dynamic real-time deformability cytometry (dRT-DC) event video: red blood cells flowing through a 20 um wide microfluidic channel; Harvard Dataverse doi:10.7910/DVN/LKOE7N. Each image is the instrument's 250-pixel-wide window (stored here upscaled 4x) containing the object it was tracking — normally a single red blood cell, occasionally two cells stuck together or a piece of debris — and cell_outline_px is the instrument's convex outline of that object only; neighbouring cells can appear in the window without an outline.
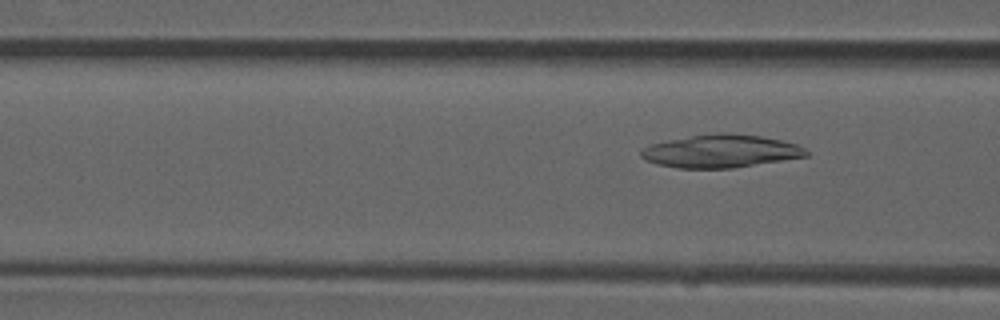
{"species": "common noctule bat (a hibernating species)", "species_latin": "Nyctalus noctula", "temperature_condition": "room temperature", "stored_images_in_passage": 7, "camera_frame_rate_fps": 3000, "um_per_image_px": 0.085, "animal": {"sex": "male", "forearm_length_mm": 52.5}, "frame": {"image": 1, "passage_image": 5, "time_ms": 1.333, "image_size_px": [1000, 320], "cell_outline_px": [[808, 156], [732, 168], [676, 168], [656, 164], [644, 160], [640, 156], [640, 152], [644, 148], [652, 144], [668, 140], [692, 136], [720, 132], [724, 132], [760, 136], [780, 140], [796, 144], [804, 148], [808, 152]], "centroid_in_image_um": [61.24, 12.85], "position_along_channel_um": 105.4, "area_um2": 31.5}}
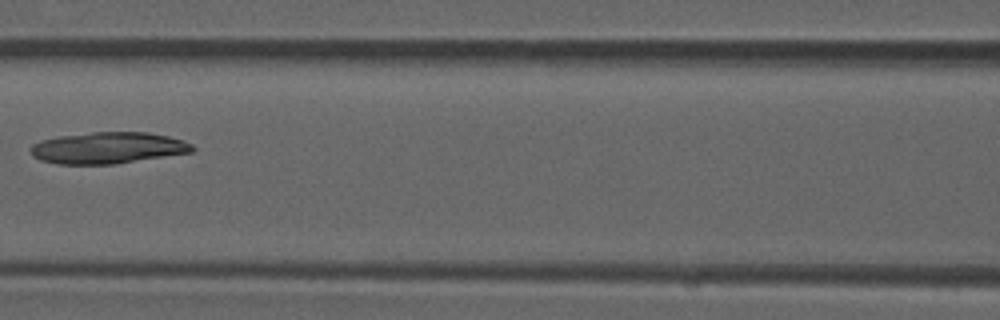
{"frame": {"image": 2, "passage_image": 6, "time_ms": 1.667, "image_size_px": [1000, 320], "cell_outline_px": [[196, 148], [192, 152], [112, 164], [56, 164], [40, 160], [32, 156], [32, 144], [40, 140], [60, 136], [92, 132], [148, 132], [168, 136], [184, 140], [192, 144]], "centroid_in_image_um": [9.18, 12.56], "position_along_channel_um": 157.4, "area_um2": 29.59}}
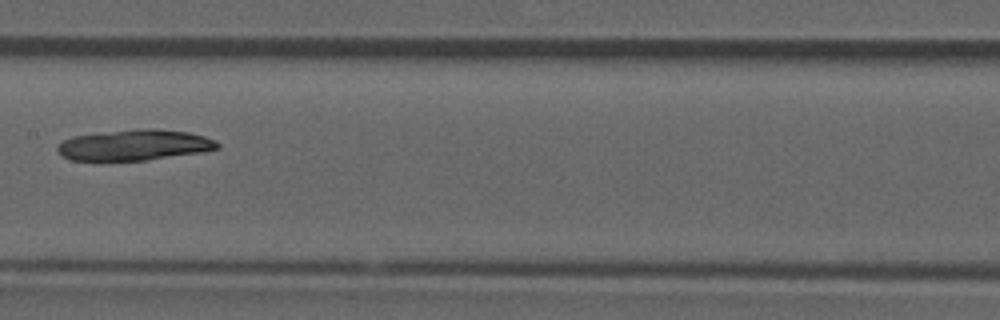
{"frame": {"image": 3, "passage_image": 7, "time_ms": 2.0, "image_size_px": [1000, 320], "cell_outline_px": [[220, 148], [200, 152], [148, 160], [100, 164], [68, 160], [60, 156], [56, 148], [64, 140], [72, 136], [144, 128], [152, 128], [188, 132], [204, 136], [216, 140], [220, 144]], "centroid_in_image_um": [11.34, 12.39], "position_along_channel_um": 196.1, "area_um2": 29.71}}